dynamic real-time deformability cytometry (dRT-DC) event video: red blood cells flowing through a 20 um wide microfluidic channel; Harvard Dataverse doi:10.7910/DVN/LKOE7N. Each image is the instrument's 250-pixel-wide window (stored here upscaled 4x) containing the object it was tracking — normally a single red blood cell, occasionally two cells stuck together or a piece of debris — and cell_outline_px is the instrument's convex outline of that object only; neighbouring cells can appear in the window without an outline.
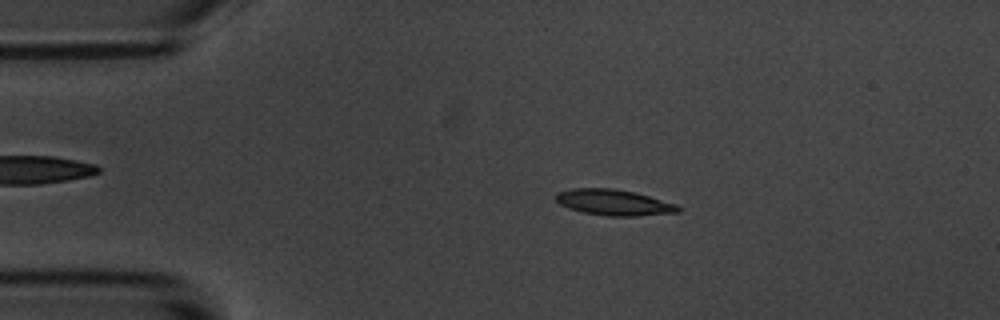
{"species": "common noctule bat (a hibernating species)", "species_latin": "Nyctalus noctula", "temperature_condition": "room temperature", "stored_images_in_passage": 56, "camera_frame_rate_fps": 3000, "um_per_image_px": 0.085, "animal": {"sex": "male", "body_mass_g": 20.1, "forearm_length_mm": 53.5}, "frame": {"image": 1, "passage_image": 10, "time_ms": 3.0, "image_size_px": [1000, 320], "cell_outline_px": [[680, 212], [636, 216], [608, 216], [584, 212], [568, 208], [560, 204], [556, 200], [556, 192], [572, 188], [616, 188], [636, 192], [676, 204], [680, 208]], "centroid_in_image_um": [52.17, 17.2], "position_along_channel_um": 32.8, "area_um2": 18.5}}
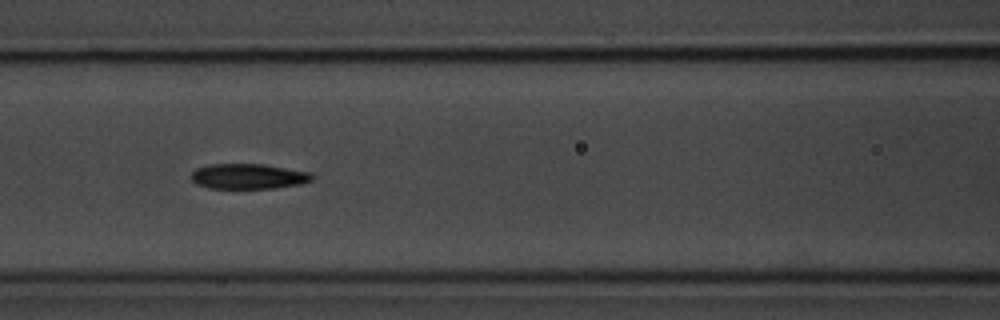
{"frame": {"image": 2, "passage_image": 23, "time_ms": 7.333, "image_size_px": [1000, 320], "cell_outline_px": [[316, 176], [312, 180], [300, 184], [276, 188], [208, 188], [196, 184], [188, 176], [196, 168], [208, 164], [264, 164], [308, 172]], "centroid_in_image_um": [21.07, 14.99], "position_along_channel_um": 145.5, "area_um2": 17.92}}
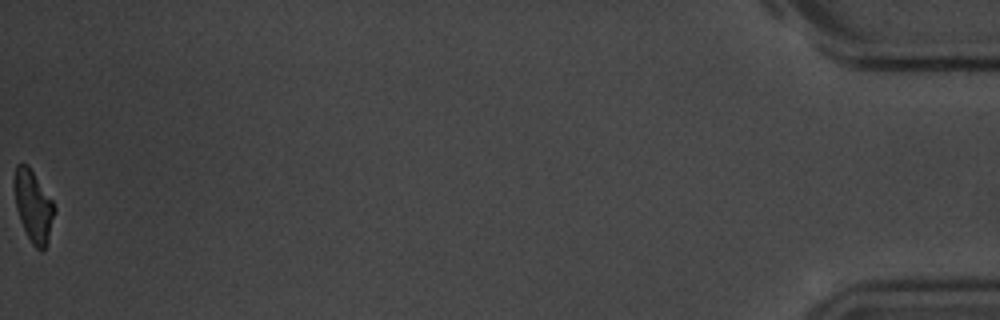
{"frame": {"image": 3, "passage_image": 56, "time_ms": 18.333, "image_size_px": [1000, 320], "cell_outline_px": [[56, 208], [48, 244], [44, 252], [40, 252], [32, 244], [20, 220], [16, 208], [12, 184], [12, 180], [16, 164], [28, 164], [52, 200]], "centroid_in_image_um": [2.82, 17.53], "position_along_channel_um": 432.4, "area_um2": 17.17}, "authors_computed_cell_mechanics": {"area_um2": 18.0625, "velocity_mm_per_s": 3.5303, "shape_relaxation_time_tau1_ms": 3.3826, "shape_relaxation_time_tau2_ms": 4.1324, "deformation_change_tau1": 0.15, "deformation_change_tau2": 0.1126}}